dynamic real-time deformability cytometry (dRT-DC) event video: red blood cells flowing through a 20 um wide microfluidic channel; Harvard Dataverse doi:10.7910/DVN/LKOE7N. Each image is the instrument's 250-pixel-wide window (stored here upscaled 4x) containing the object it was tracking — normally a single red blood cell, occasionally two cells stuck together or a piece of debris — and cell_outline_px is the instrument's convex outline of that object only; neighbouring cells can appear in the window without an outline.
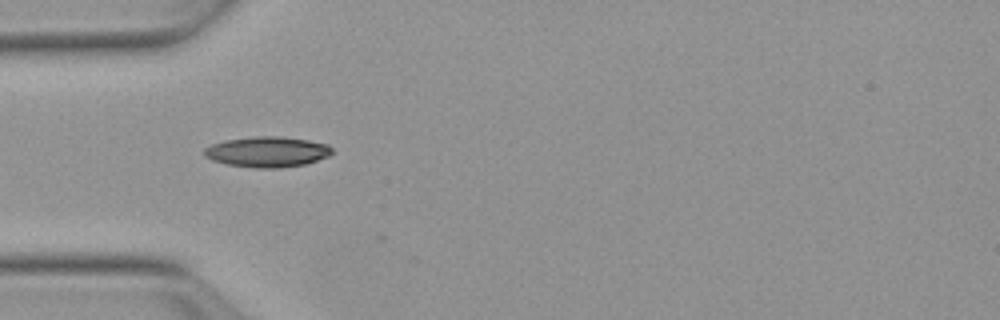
{"species": "Egyptian fruit bat (a non-hibernating species)", "species_latin": "Rousettus aegyptiacus", "temperature_condition": "warm", "stored_images_in_passage": 26, "camera_frame_rate_fps": 3000, "um_per_image_px": 0.085, "animal": {"sex": "female"}, "frame": {"image": 1, "passage_image": 1, "time_ms": 0.0, "image_size_px": [1000, 320], "cell_outline_px": [[332, 152], [328, 156], [304, 164], [280, 168], [256, 168], [228, 164], [212, 160], [204, 156], [204, 148], [212, 144], [228, 140], [256, 136], [280, 136], [308, 140], [328, 144], [332, 148]], "centroid_in_image_um": [22.72, 12.9], "position_along_channel_um": 62.3, "area_um2": 22.54}}
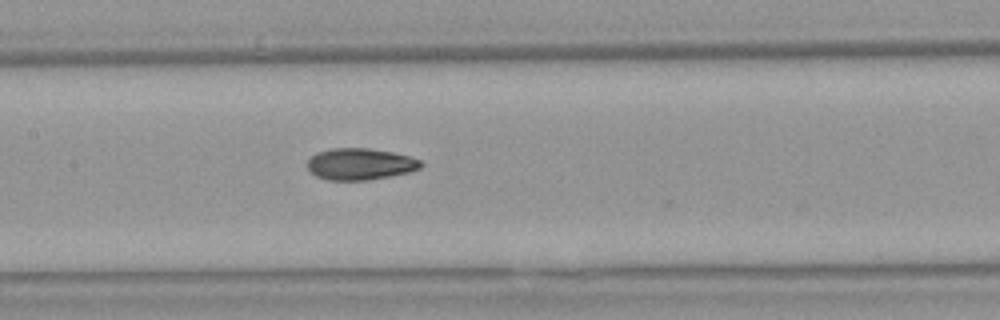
{"frame": {"image": 2, "passage_image": 10, "time_ms": 3.0, "image_size_px": [1000, 320], "cell_outline_px": [[424, 164], [420, 168], [408, 172], [392, 176], [368, 180], [328, 180], [316, 176], [308, 168], [308, 160], [312, 156], [320, 152], [332, 148], [368, 148], [392, 152], [408, 156], [420, 160]], "centroid_in_image_um": [30.64, 13.95], "position_along_channel_um": 176.8, "area_um2": 20.75}}
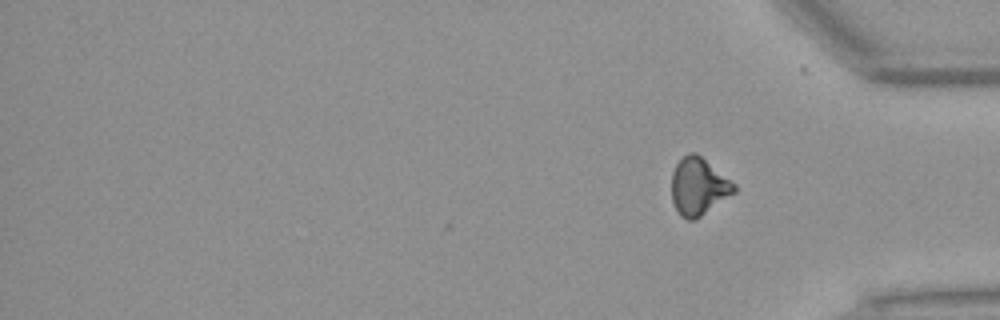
{"frame": {"image": 3, "passage_image": 26, "time_ms": 8.333, "image_size_px": [1000, 320], "cell_outline_px": [[736, 192], [696, 220], [688, 220], [680, 216], [672, 200], [672, 172], [676, 164], [688, 152], [696, 152], [736, 184]], "centroid_in_image_um": [59.38, 15.86], "position_along_channel_um": 375.8, "area_um2": 20.98}, "authors_computed_cell_mechanics": {"area_um2": 20.6924, "velocity_mm_per_s": 3.8509, "shape_relaxation_time_tau1_ms": 6.2324, "shape_relaxation_time_tau2_ms": 5.2906, "deformation_change_tau1": 0.178, "deformation_change_tau2": 0.1067}}